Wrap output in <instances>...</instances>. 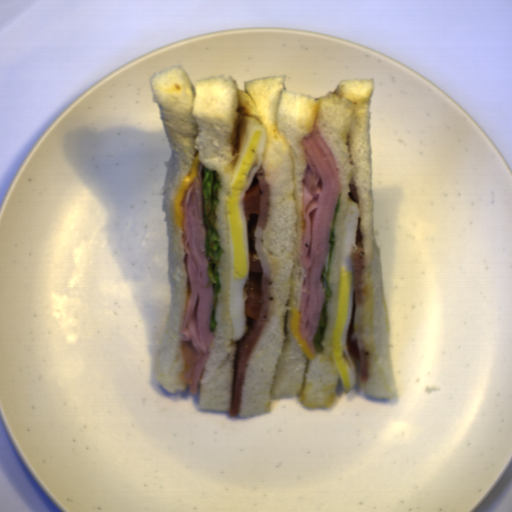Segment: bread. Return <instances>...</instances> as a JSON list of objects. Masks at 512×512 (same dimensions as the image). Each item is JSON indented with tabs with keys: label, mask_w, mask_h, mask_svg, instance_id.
Returning <instances> with one entry per match:
<instances>
[{
	"label": "bread",
	"mask_w": 512,
	"mask_h": 512,
	"mask_svg": "<svg viewBox=\"0 0 512 512\" xmlns=\"http://www.w3.org/2000/svg\"><path fill=\"white\" fill-rule=\"evenodd\" d=\"M285 76L243 82L239 89L227 75L193 82L184 69L172 66L148 83L161 112L170 148L162 187V213L168 229L169 320L155 375L167 392L185 391L182 327L188 271L185 242L177 216L182 185L196 154L220 178L216 229L221 253L217 272L220 292L210 356L199 382L200 410L231 411L234 400L236 353L231 313L232 261L228 215L232 177L238 156L239 114L263 125L268 140L263 168L270 201L264 249L270 270V300L266 325L246 363L239 418L266 414L271 400L298 395L303 406L329 407L336 395L337 371L333 348L342 267V237L350 208L351 177L360 199L359 226L363 248V308L360 335L368 371L355 386L381 399L396 398L389 354V327L380 248L373 230V161L370 137L374 79L341 80L320 97L288 92ZM314 124L335 157L341 194L336 245L330 260L331 314L323 349L306 359L294 339L292 311L301 309L305 282L299 258L303 218V187L307 166L302 142ZM227 203V205H226Z\"/></svg>",
	"instance_id": "obj_1"
},
{
	"label": "bread",
	"mask_w": 512,
	"mask_h": 512,
	"mask_svg": "<svg viewBox=\"0 0 512 512\" xmlns=\"http://www.w3.org/2000/svg\"><path fill=\"white\" fill-rule=\"evenodd\" d=\"M186 191H187V190H186ZM186 191H185V192H186ZM185 192H184V193H185ZM183 195H184V194H183ZM183 195H182V196H183ZM182 196H181V199H182ZM180 205H181V200H180ZM181 211H182V205H181ZM182 214H183V211H182Z\"/></svg>",
	"instance_id": "obj_2"
}]
</instances>
